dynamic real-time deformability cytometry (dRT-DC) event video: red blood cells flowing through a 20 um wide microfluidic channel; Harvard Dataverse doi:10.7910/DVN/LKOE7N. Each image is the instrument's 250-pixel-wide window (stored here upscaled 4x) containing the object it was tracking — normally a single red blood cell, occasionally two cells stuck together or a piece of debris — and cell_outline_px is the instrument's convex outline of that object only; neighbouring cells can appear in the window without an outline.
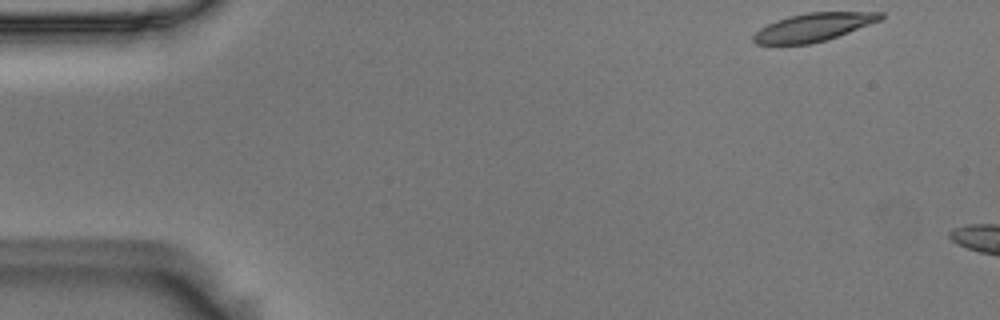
{"species": "Egyptian fruit bat (a non-hibernating species)", "species_latin": "Rousettus aegyptiacus", "temperature_condition": "room temperature", "stored_images_in_passage": 3, "camera_frame_rate_fps": 3000, "um_per_image_px": 0.085, "animal": {"sex": "male"}, "frame": {"image": 1, "passage_image": 1, "time_ms": 0.0, "image_size_px": [1000, 320], "cell_outline_px": [[884, 16], [880, 20], [848, 32], [824, 40], [808, 44], [756, 44], [752, 40], [752, 36], [760, 28], [776, 20], [788, 16], [808, 12], [884, 12]], "centroid_in_image_um": [69.11, 2.3], "position_along_channel_um": 15.9, "area_um2": 20.58}}